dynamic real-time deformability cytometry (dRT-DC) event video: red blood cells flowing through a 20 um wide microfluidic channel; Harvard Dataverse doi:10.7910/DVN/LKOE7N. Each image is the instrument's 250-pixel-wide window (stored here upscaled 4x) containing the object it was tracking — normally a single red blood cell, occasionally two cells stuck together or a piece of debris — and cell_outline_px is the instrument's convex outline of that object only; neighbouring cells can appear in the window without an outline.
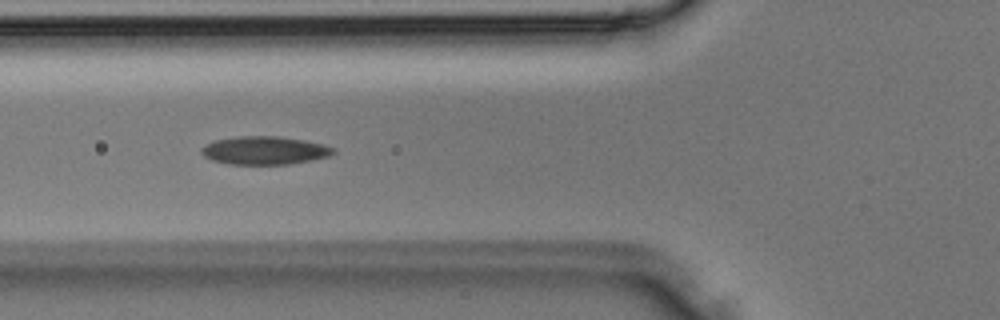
{"species": "Egyptian fruit bat (a non-hibernating species)", "species_latin": "Rousettus aegyptiacus", "temperature_condition": "room temperature", "stored_images_in_passage": 29, "camera_frame_rate_fps": 3000, "um_per_image_px": 0.085, "animal": {"sex": "male"}, "frame": {"image": 1, "passage_image": 6, "time_ms": 1.667, "image_size_px": [1000, 320], "cell_outline_px": [[336, 152], [328, 156], [288, 164], [228, 164], [212, 160], [204, 156], [200, 152], [200, 148], [216, 140], [240, 136], [280, 136], [304, 140], [336, 148]], "centroid_in_image_um": [22.47, 12.78], "position_along_channel_um": 103.3, "area_um2": 21.44}}
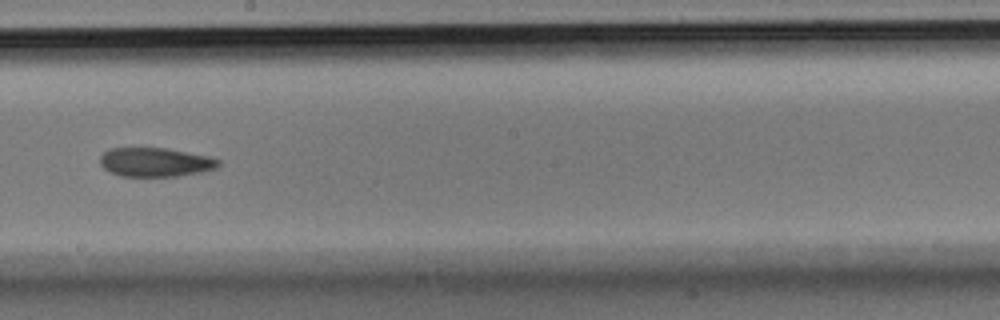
{"frame": {"image": 2, "passage_image": 13, "time_ms": 4.0, "image_size_px": [1000, 320], "cell_outline_px": [[220, 164], [216, 168], [204, 172], [180, 176], [120, 176], [104, 168], [100, 164], [100, 156], [108, 148], [168, 148], [208, 156], [220, 160]], "centroid_in_image_um": [13.22, 13.78], "position_along_channel_um": 235.0, "area_um2": 20.11}}
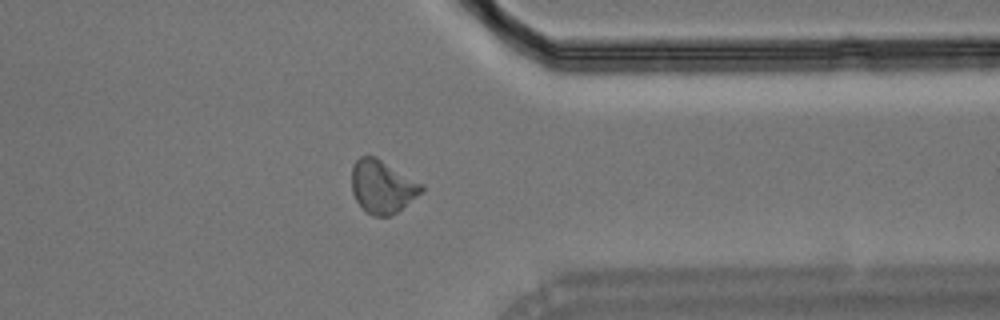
{"frame": {"image": 3, "passage_image": 21, "time_ms": 6.667, "image_size_px": [1000, 320], "cell_outline_px": [[424, 188], [416, 196], [396, 212], [388, 216], [372, 216], [356, 200], [352, 192], [352, 164], [360, 156], [376, 156], [424, 184]], "centroid_in_image_um": [32.48, 15.83], "position_along_channel_um": 378.9, "area_um2": 21.39}}